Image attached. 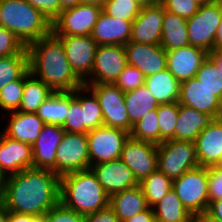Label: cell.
Listing matches in <instances>:
<instances>
[{
    "label": "cell",
    "mask_w": 222,
    "mask_h": 222,
    "mask_svg": "<svg viewBox=\"0 0 222 222\" xmlns=\"http://www.w3.org/2000/svg\"><path fill=\"white\" fill-rule=\"evenodd\" d=\"M8 176L3 172L0 164V189L3 187Z\"/></svg>",
    "instance_id": "obj_58"
},
{
    "label": "cell",
    "mask_w": 222,
    "mask_h": 222,
    "mask_svg": "<svg viewBox=\"0 0 222 222\" xmlns=\"http://www.w3.org/2000/svg\"><path fill=\"white\" fill-rule=\"evenodd\" d=\"M207 56L208 52L204 49L192 45L166 51L167 70L179 82L191 79Z\"/></svg>",
    "instance_id": "obj_20"
},
{
    "label": "cell",
    "mask_w": 222,
    "mask_h": 222,
    "mask_svg": "<svg viewBox=\"0 0 222 222\" xmlns=\"http://www.w3.org/2000/svg\"><path fill=\"white\" fill-rule=\"evenodd\" d=\"M39 10L51 23L60 15L62 8L59 0H26Z\"/></svg>",
    "instance_id": "obj_47"
},
{
    "label": "cell",
    "mask_w": 222,
    "mask_h": 222,
    "mask_svg": "<svg viewBox=\"0 0 222 222\" xmlns=\"http://www.w3.org/2000/svg\"><path fill=\"white\" fill-rule=\"evenodd\" d=\"M2 26L25 47L52 32V23L26 0H0Z\"/></svg>",
    "instance_id": "obj_4"
},
{
    "label": "cell",
    "mask_w": 222,
    "mask_h": 222,
    "mask_svg": "<svg viewBox=\"0 0 222 222\" xmlns=\"http://www.w3.org/2000/svg\"><path fill=\"white\" fill-rule=\"evenodd\" d=\"M214 120V117L179 104L175 140L195 142L196 137Z\"/></svg>",
    "instance_id": "obj_25"
},
{
    "label": "cell",
    "mask_w": 222,
    "mask_h": 222,
    "mask_svg": "<svg viewBox=\"0 0 222 222\" xmlns=\"http://www.w3.org/2000/svg\"><path fill=\"white\" fill-rule=\"evenodd\" d=\"M207 213L222 222V199L209 202Z\"/></svg>",
    "instance_id": "obj_51"
},
{
    "label": "cell",
    "mask_w": 222,
    "mask_h": 222,
    "mask_svg": "<svg viewBox=\"0 0 222 222\" xmlns=\"http://www.w3.org/2000/svg\"><path fill=\"white\" fill-rule=\"evenodd\" d=\"M60 203L88 215L109 206V196L91 169L67 173L60 178Z\"/></svg>",
    "instance_id": "obj_3"
},
{
    "label": "cell",
    "mask_w": 222,
    "mask_h": 222,
    "mask_svg": "<svg viewBox=\"0 0 222 222\" xmlns=\"http://www.w3.org/2000/svg\"><path fill=\"white\" fill-rule=\"evenodd\" d=\"M97 98L104 126L131 132L132 124L124 100V92L115 84H84Z\"/></svg>",
    "instance_id": "obj_9"
},
{
    "label": "cell",
    "mask_w": 222,
    "mask_h": 222,
    "mask_svg": "<svg viewBox=\"0 0 222 222\" xmlns=\"http://www.w3.org/2000/svg\"><path fill=\"white\" fill-rule=\"evenodd\" d=\"M62 10L75 7L80 4V0H59Z\"/></svg>",
    "instance_id": "obj_55"
},
{
    "label": "cell",
    "mask_w": 222,
    "mask_h": 222,
    "mask_svg": "<svg viewBox=\"0 0 222 222\" xmlns=\"http://www.w3.org/2000/svg\"><path fill=\"white\" fill-rule=\"evenodd\" d=\"M132 22L116 19L102 10L90 36L98 45H126L130 42Z\"/></svg>",
    "instance_id": "obj_23"
},
{
    "label": "cell",
    "mask_w": 222,
    "mask_h": 222,
    "mask_svg": "<svg viewBox=\"0 0 222 222\" xmlns=\"http://www.w3.org/2000/svg\"><path fill=\"white\" fill-rule=\"evenodd\" d=\"M90 169L109 197L139 185L132 170L120 158L92 165Z\"/></svg>",
    "instance_id": "obj_17"
},
{
    "label": "cell",
    "mask_w": 222,
    "mask_h": 222,
    "mask_svg": "<svg viewBox=\"0 0 222 222\" xmlns=\"http://www.w3.org/2000/svg\"><path fill=\"white\" fill-rule=\"evenodd\" d=\"M127 65L124 45H98L91 76L84 84H114Z\"/></svg>",
    "instance_id": "obj_12"
},
{
    "label": "cell",
    "mask_w": 222,
    "mask_h": 222,
    "mask_svg": "<svg viewBox=\"0 0 222 222\" xmlns=\"http://www.w3.org/2000/svg\"><path fill=\"white\" fill-rule=\"evenodd\" d=\"M196 155L200 167L218 166L222 159V120H214L196 137Z\"/></svg>",
    "instance_id": "obj_22"
},
{
    "label": "cell",
    "mask_w": 222,
    "mask_h": 222,
    "mask_svg": "<svg viewBox=\"0 0 222 222\" xmlns=\"http://www.w3.org/2000/svg\"><path fill=\"white\" fill-rule=\"evenodd\" d=\"M114 84L126 93L145 84V76L138 68L128 64Z\"/></svg>",
    "instance_id": "obj_42"
},
{
    "label": "cell",
    "mask_w": 222,
    "mask_h": 222,
    "mask_svg": "<svg viewBox=\"0 0 222 222\" xmlns=\"http://www.w3.org/2000/svg\"><path fill=\"white\" fill-rule=\"evenodd\" d=\"M106 0H80V3L103 7Z\"/></svg>",
    "instance_id": "obj_57"
},
{
    "label": "cell",
    "mask_w": 222,
    "mask_h": 222,
    "mask_svg": "<svg viewBox=\"0 0 222 222\" xmlns=\"http://www.w3.org/2000/svg\"><path fill=\"white\" fill-rule=\"evenodd\" d=\"M1 19H2V13H1V10H0V28H2V23H1Z\"/></svg>",
    "instance_id": "obj_61"
},
{
    "label": "cell",
    "mask_w": 222,
    "mask_h": 222,
    "mask_svg": "<svg viewBox=\"0 0 222 222\" xmlns=\"http://www.w3.org/2000/svg\"><path fill=\"white\" fill-rule=\"evenodd\" d=\"M8 222H45V218L44 216L37 217L31 214L9 211Z\"/></svg>",
    "instance_id": "obj_49"
},
{
    "label": "cell",
    "mask_w": 222,
    "mask_h": 222,
    "mask_svg": "<svg viewBox=\"0 0 222 222\" xmlns=\"http://www.w3.org/2000/svg\"><path fill=\"white\" fill-rule=\"evenodd\" d=\"M141 8L133 0H106L102 10L116 19L134 21L139 15Z\"/></svg>",
    "instance_id": "obj_41"
},
{
    "label": "cell",
    "mask_w": 222,
    "mask_h": 222,
    "mask_svg": "<svg viewBox=\"0 0 222 222\" xmlns=\"http://www.w3.org/2000/svg\"><path fill=\"white\" fill-rule=\"evenodd\" d=\"M26 48L30 73L54 92H72L84 86L69 64L61 40L53 32Z\"/></svg>",
    "instance_id": "obj_2"
},
{
    "label": "cell",
    "mask_w": 222,
    "mask_h": 222,
    "mask_svg": "<svg viewBox=\"0 0 222 222\" xmlns=\"http://www.w3.org/2000/svg\"><path fill=\"white\" fill-rule=\"evenodd\" d=\"M89 169L92 165L119 159L130 133L119 128L101 126L87 134Z\"/></svg>",
    "instance_id": "obj_8"
},
{
    "label": "cell",
    "mask_w": 222,
    "mask_h": 222,
    "mask_svg": "<svg viewBox=\"0 0 222 222\" xmlns=\"http://www.w3.org/2000/svg\"><path fill=\"white\" fill-rule=\"evenodd\" d=\"M81 106H85V127L89 131L104 125L99 102L86 86L81 87Z\"/></svg>",
    "instance_id": "obj_39"
},
{
    "label": "cell",
    "mask_w": 222,
    "mask_h": 222,
    "mask_svg": "<svg viewBox=\"0 0 222 222\" xmlns=\"http://www.w3.org/2000/svg\"><path fill=\"white\" fill-rule=\"evenodd\" d=\"M109 207L114 211L120 222H124L149 208L139 185L110 196Z\"/></svg>",
    "instance_id": "obj_26"
},
{
    "label": "cell",
    "mask_w": 222,
    "mask_h": 222,
    "mask_svg": "<svg viewBox=\"0 0 222 222\" xmlns=\"http://www.w3.org/2000/svg\"><path fill=\"white\" fill-rule=\"evenodd\" d=\"M60 178L51 170H22L8 176L0 189V199L8 211L44 216L60 203Z\"/></svg>",
    "instance_id": "obj_1"
},
{
    "label": "cell",
    "mask_w": 222,
    "mask_h": 222,
    "mask_svg": "<svg viewBox=\"0 0 222 222\" xmlns=\"http://www.w3.org/2000/svg\"><path fill=\"white\" fill-rule=\"evenodd\" d=\"M85 222H120L114 211L108 206L95 213L85 215Z\"/></svg>",
    "instance_id": "obj_48"
},
{
    "label": "cell",
    "mask_w": 222,
    "mask_h": 222,
    "mask_svg": "<svg viewBox=\"0 0 222 222\" xmlns=\"http://www.w3.org/2000/svg\"><path fill=\"white\" fill-rule=\"evenodd\" d=\"M156 110L159 122V145L166 140H175L179 103L160 104Z\"/></svg>",
    "instance_id": "obj_37"
},
{
    "label": "cell",
    "mask_w": 222,
    "mask_h": 222,
    "mask_svg": "<svg viewBox=\"0 0 222 222\" xmlns=\"http://www.w3.org/2000/svg\"><path fill=\"white\" fill-rule=\"evenodd\" d=\"M192 222H221V221L213 218L207 212H203V213L193 215Z\"/></svg>",
    "instance_id": "obj_52"
},
{
    "label": "cell",
    "mask_w": 222,
    "mask_h": 222,
    "mask_svg": "<svg viewBox=\"0 0 222 222\" xmlns=\"http://www.w3.org/2000/svg\"><path fill=\"white\" fill-rule=\"evenodd\" d=\"M28 70L29 57L26 47L19 54L0 57V90L8 83L20 79Z\"/></svg>",
    "instance_id": "obj_33"
},
{
    "label": "cell",
    "mask_w": 222,
    "mask_h": 222,
    "mask_svg": "<svg viewBox=\"0 0 222 222\" xmlns=\"http://www.w3.org/2000/svg\"><path fill=\"white\" fill-rule=\"evenodd\" d=\"M124 48L128 64L138 68L145 77L167 69L166 51L161 45L129 42Z\"/></svg>",
    "instance_id": "obj_18"
},
{
    "label": "cell",
    "mask_w": 222,
    "mask_h": 222,
    "mask_svg": "<svg viewBox=\"0 0 222 222\" xmlns=\"http://www.w3.org/2000/svg\"><path fill=\"white\" fill-rule=\"evenodd\" d=\"M53 93L54 91L48 85L33 76L28 70L24 74L23 97L18 111L36 113L39 106Z\"/></svg>",
    "instance_id": "obj_29"
},
{
    "label": "cell",
    "mask_w": 222,
    "mask_h": 222,
    "mask_svg": "<svg viewBox=\"0 0 222 222\" xmlns=\"http://www.w3.org/2000/svg\"><path fill=\"white\" fill-rule=\"evenodd\" d=\"M195 1L198 2L200 5H203V4L212 3V2H214L215 0H195Z\"/></svg>",
    "instance_id": "obj_60"
},
{
    "label": "cell",
    "mask_w": 222,
    "mask_h": 222,
    "mask_svg": "<svg viewBox=\"0 0 222 222\" xmlns=\"http://www.w3.org/2000/svg\"><path fill=\"white\" fill-rule=\"evenodd\" d=\"M0 164L7 176L32 168V145L9 138L0 131Z\"/></svg>",
    "instance_id": "obj_21"
},
{
    "label": "cell",
    "mask_w": 222,
    "mask_h": 222,
    "mask_svg": "<svg viewBox=\"0 0 222 222\" xmlns=\"http://www.w3.org/2000/svg\"><path fill=\"white\" fill-rule=\"evenodd\" d=\"M8 116H10L8 124L1 131L9 138L33 146L45 125L44 122L36 113L15 111L9 113Z\"/></svg>",
    "instance_id": "obj_24"
},
{
    "label": "cell",
    "mask_w": 222,
    "mask_h": 222,
    "mask_svg": "<svg viewBox=\"0 0 222 222\" xmlns=\"http://www.w3.org/2000/svg\"><path fill=\"white\" fill-rule=\"evenodd\" d=\"M195 78L222 101V68L209 57L202 62Z\"/></svg>",
    "instance_id": "obj_38"
},
{
    "label": "cell",
    "mask_w": 222,
    "mask_h": 222,
    "mask_svg": "<svg viewBox=\"0 0 222 222\" xmlns=\"http://www.w3.org/2000/svg\"><path fill=\"white\" fill-rule=\"evenodd\" d=\"M89 169L87 135L65 132L56 152V174L60 177L71 172Z\"/></svg>",
    "instance_id": "obj_11"
},
{
    "label": "cell",
    "mask_w": 222,
    "mask_h": 222,
    "mask_svg": "<svg viewBox=\"0 0 222 222\" xmlns=\"http://www.w3.org/2000/svg\"><path fill=\"white\" fill-rule=\"evenodd\" d=\"M218 167L222 168V159H221L220 163L218 164Z\"/></svg>",
    "instance_id": "obj_62"
},
{
    "label": "cell",
    "mask_w": 222,
    "mask_h": 222,
    "mask_svg": "<svg viewBox=\"0 0 222 222\" xmlns=\"http://www.w3.org/2000/svg\"><path fill=\"white\" fill-rule=\"evenodd\" d=\"M164 9L178 16L189 19L199 10L200 4L195 0H160Z\"/></svg>",
    "instance_id": "obj_43"
},
{
    "label": "cell",
    "mask_w": 222,
    "mask_h": 222,
    "mask_svg": "<svg viewBox=\"0 0 222 222\" xmlns=\"http://www.w3.org/2000/svg\"><path fill=\"white\" fill-rule=\"evenodd\" d=\"M136 3H138L141 7H144L145 5L151 3L153 0H133Z\"/></svg>",
    "instance_id": "obj_59"
},
{
    "label": "cell",
    "mask_w": 222,
    "mask_h": 222,
    "mask_svg": "<svg viewBox=\"0 0 222 222\" xmlns=\"http://www.w3.org/2000/svg\"><path fill=\"white\" fill-rule=\"evenodd\" d=\"M76 76L84 83L92 73L98 44L91 36H57Z\"/></svg>",
    "instance_id": "obj_14"
},
{
    "label": "cell",
    "mask_w": 222,
    "mask_h": 222,
    "mask_svg": "<svg viewBox=\"0 0 222 222\" xmlns=\"http://www.w3.org/2000/svg\"><path fill=\"white\" fill-rule=\"evenodd\" d=\"M172 188L183 206L192 214L207 212L209 207L208 167H197L173 180Z\"/></svg>",
    "instance_id": "obj_6"
},
{
    "label": "cell",
    "mask_w": 222,
    "mask_h": 222,
    "mask_svg": "<svg viewBox=\"0 0 222 222\" xmlns=\"http://www.w3.org/2000/svg\"><path fill=\"white\" fill-rule=\"evenodd\" d=\"M25 46L10 30L0 28V57L19 54Z\"/></svg>",
    "instance_id": "obj_44"
},
{
    "label": "cell",
    "mask_w": 222,
    "mask_h": 222,
    "mask_svg": "<svg viewBox=\"0 0 222 222\" xmlns=\"http://www.w3.org/2000/svg\"><path fill=\"white\" fill-rule=\"evenodd\" d=\"M178 103L214 118H219L222 114V101L195 77L180 82Z\"/></svg>",
    "instance_id": "obj_16"
},
{
    "label": "cell",
    "mask_w": 222,
    "mask_h": 222,
    "mask_svg": "<svg viewBox=\"0 0 222 222\" xmlns=\"http://www.w3.org/2000/svg\"><path fill=\"white\" fill-rule=\"evenodd\" d=\"M222 48V16L219 27L217 29L214 40V51H218Z\"/></svg>",
    "instance_id": "obj_53"
},
{
    "label": "cell",
    "mask_w": 222,
    "mask_h": 222,
    "mask_svg": "<svg viewBox=\"0 0 222 222\" xmlns=\"http://www.w3.org/2000/svg\"><path fill=\"white\" fill-rule=\"evenodd\" d=\"M160 45L165 51H172L190 45L187 19L165 10Z\"/></svg>",
    "instance_id": "obj_27"
},
{
    "label": "cell",
    "mask_w": 222,
    "mask_h": 222,
    "mask_svg": "<svg viewBox=\"0 0 222 222\" xmlns=\"http://www.w3.org/2000/svg\"><path fill=\"white\" fill-rule=\"evenodd\" d=\"M45 222H85V216L64 207L61 203L51 208L45 215Z\"/></svg>",
    "instance_id": "obj_45"
},
{
    "label": "cell",
    "mask_w": 222,
    "mask_h": 222,
    "mask_svg": "<svg viewBox=\"0 0 222 222\" xmlns=\"http://www.w3.org/2000/svg\"><path fill=\"white\" fill-rule=\"evenodd\" d=\"M155 215L153 208L149 207L147 210L134 215L133 217L125 220L124 222H154Z\"/></svg>",
    "instance_id": "obj_50"
},
{
    "label": "cell",
    "mask_w": 222,
    "mask_h": 222,
    "mask_svg": "<svg viewBox=\"0 0 222 222\" xmlns=\"http://www.w3.org/2000/svg\"><path fill=\"white\" fill-rule=\"evenodd\" d=\"M68 109L69 92H54L39 106L36 114L44 124L62 126Z\"/></svg>",
    "instance_id": "obj_32"
},
{
    "label": "cell",
    "mask_w": 222,
    "mask_h": 222,
    "mask_svg": "<svg viewBox=\"0 0 222 222\" xmlns=\"http://www.w3.org/2000/svg\"><path fill=\"white\" fill-rule=\"evenodd\" d=\"M145 85L159 104L179 101L180 82L167 69L145 77Z\"/></svg>",
    "instance_id": "obj_28"
},
{
    "label": "cell",
    "mask_w": 222,
    "mask_h": 222,
    "mask_svg": "<svg viewBox=\"0 0 222 222\" xmlns=\"http://www.w3.org/2000/svg\"><path fill=\"white\" fill-rule=\"evenodd\" d=\"M124 100L132 125L142 119L149 111L156 110L160 105L145 84L126 92Z\"/></svg>",
    "instance_id": "obj_31"
},
{
    "label": "cell",
    "mask_w": 222,
    "mask_h": 222,
    "mask_svg": "<svg viewBox=\"0 0 222 222\" xmlns=\"http://www.w3.org/2000/svg\"><path fill=\"white\" fill-rule=\"evenodd\" d=\"M158 145L129 137L124 143L120 159L132 170L140 183L157 170Z\"/></svg>",
    "instance_id": "obj_15"
},
{
    "label": "cell",
    "mask_w": 222,
    "mask_h": 222,
    "mask_svg": "<svg viewBox=\"0 0 222 222\" xmlns=\"http://www.w3.org/2000/svg\"><path fill=\"white\" fill-rule=\"evenodd\" d=\"M23 89L24 75L20 79L3 86L0 90V109L6 112L7 115L18 111L23 97Z\"/></svg>",
    "instance_id": "obj_40"
},
{
    "label": "cell",
    "mask_w": 222,
    "mask_h": 222,
    "mask_svg": "<svg viewBox=\"0 0 222 222\" xmlns=\"http://www.w3.org/2000/svg\"><path fill=\"white\" fill-rule=\"evenodd\" d=\"M157 170L172 180L199 167L195 142L166 140L158 145Z\"/></svg>",
    "instance_id": "obj_5"
},
{
    "label": "cell",
    "mask_w": 222,
    "mask_h": 222,
    "mask_svg": "<svg viewBox=\"0 0 222 222\" xmlns=\"http://www.w3.org/2000/svg\"><path fill=\"white\" fill-rule=\"evenodd\" d=\"M139 186L143 191L148 206L152 208L171 190L173 180L164 173L156 170L143 179L139 183Z\"/></svg>",
    "instance_id": "obj_34"
},
{
    "label": "cell",
    "mask_w": 222,
    "mask_h": 222,
    "mask_svg": "<svg viewBox=\"0 0 222 222\" xmlns=\"http://www.w3.org/2000/svg\"><path fill=\"white\" fill-rule=\"evenodd\" d=\"M102 8L83 4L61 11L52 22V32L56 36H90Z\"/></svg>",
    "instance_id": "obj_10"
},
{
    "label": "cell",
    "mask_w": 222,
    "mask_h": 222,
    "mask_svg": "<svg viewBox=\"0 0 222 222\" xmlns=\"http://www.w3.org/2000/svg\"><path fill=\"white\" fill-rule=\"evenodd\" d=\"M130 138L159 145V122L157 110L149 111L132 126Z\"/></svg>",
    "instance_id": "obj_36"
},
{
    "label": "cell",
    "mask_w": 222,
    "mask_h": 222,
    "mask_svg": "<svg viewBox=\"0 0 222 222\" xmlns=\"http://www.w3.org/2000/svg\"><path fill=\"white\" fill-rule=\"evenodd\" d=\"M65 130L62 126L45 124L32 146L33 168L51 170L56 174V152Z\"/></svg>",
    "instance_id": "obj_19"
},
{
    "label": "cell",
    "mask_w": 222,
    "mask_h": 222,
    "mask_svg": "<svg viewBox=\"0 0 222 222\" xmlns=\"http://www.w3.org/2000/svg\"><path fill=\"white\" fill-rule=\"evenodd\" d=\"M152 208L158 222H192L193 215L183 206L173 188Z\"/></svg>",
    "instance_id": "obj_30"
},
{
    "label": "cell",
    "mask_w": 222,
    "mask_h": 222,
    "mask_svg": "<svg viewBox=\"0 0 222 222\" xmlns=\"http://www.w3.org/2000/svg\"><path fill=\"white\" fill-rule=\"evenodd\" d=\"M165 9L160 1L153 0L141 8L132 22L130 42L160 45Z\"/></svg>",
    "instance_id": "obj_13"
},
{
    "label": "cell",
    "mask_w": 222,
    "mask_h": 222,
    "mask_svg": "<svg viewBox=\"0 0 222 222\" xmlns=\"http://www.w3.org/2000/svg\"><path fill=\"white\" fill-rule=\"evenodd\" d=\"M208 56L216 63L219 68H222V48L218 51L208 53Z\"/></svg>",
    "instance_id": "obj_54"
},
{
    "label": "cell",
    "mask_w": 222,
    "mask_h": 222,
    "mask_svg": "<svg viewBox=\"0 0 222 222\" xmlns=\"http://www.w3.org/2000/svg\"><path fill=\"white\" fill-rule=\"evenodd\" d=\"M9 211L5 207L3 201L0 199V222H8Z\"/></svg>",
    "instance_id": "obj_56"
},
{
    "label": "cell",
    "mask_w": 222,
    "mask_h": 222,
    "mask_svg": "<svg viewBox=\"0 0 222 222\" xmlns=\"http://www.w3.org/2000/svg\"><path fill=\"white\" fill-rule=\"evenodd\" d=\"M222 16V4L215 0L209 4L200 5L198 12L187 19L188 40L190 45L214 51V40Z\"/></svg>",
    "instance_id": "obj_7"
},
{
    "label": "cell",
    "mask_w": 222,
    "mask_h": 222,
    "mask_svg": "<svg viewBox=\"0 0 222 222\" xmlns=\"http://www.w3.org/2000/svg\"><path fill=\"white\" fill-rule=\"evenodd\" d=\"M65 132L87 134L85 127V106H81V88L69 92V109L62 125Z\"/></svg>",
    "instance_id": "obj_35"
},
{
    "label": "cell",
    "mask_w": 222,
    "mask_h": 222,
    "mask_svg": "<svg viewBox=\"0 0 222 222\" xmlns=\"http://www.w3.org/2000/svg\"><path fill=\"white\" fill-rule=\"evenodd\" d=\"M209 202L222 199V168L208 167Z\"/></svg>",
    "instance_id": "obj_46"
}]
</instances>
